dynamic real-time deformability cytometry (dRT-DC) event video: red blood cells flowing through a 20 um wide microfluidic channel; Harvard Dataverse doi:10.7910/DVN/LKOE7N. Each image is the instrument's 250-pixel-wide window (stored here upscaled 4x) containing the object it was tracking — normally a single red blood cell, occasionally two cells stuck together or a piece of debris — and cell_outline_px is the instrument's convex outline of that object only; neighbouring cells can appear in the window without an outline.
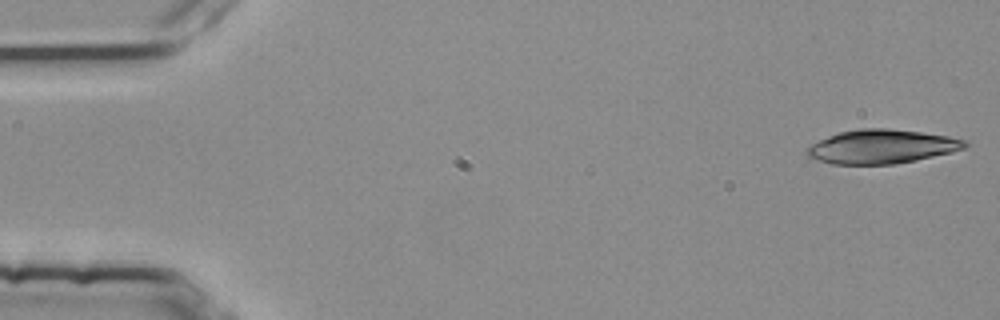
{"species": "common noctule bat (a hibernating species)", "species_latin": "Nyctalus noctula", "temperature_condition": "room temperature", "stored_images_in_passage": 4, "camera_frame_rate_fps": 3000, "um_per_image_px": 0.085, "animal": {"sex": "female", "body_mass_g": 25.1}, "frame": {"image": 1, "passage_image": 1, "time_ms": 0.0, "image_size_px": [1000, 320], "cell_outline_px": [[972, 144], [964, 148], [952, 152], [916, 160], [896, 164], [832, 164], [808, 156], [804, 152], [804, 148], [828, 136], [840, 132], [860, 128], [888, 128], [920, 132], [948, 136], [964, 140]], "centroid_in_image_um": [74.95, 12.46], "position_along_channel_um": 10.1, "area_um2": 31.21}}